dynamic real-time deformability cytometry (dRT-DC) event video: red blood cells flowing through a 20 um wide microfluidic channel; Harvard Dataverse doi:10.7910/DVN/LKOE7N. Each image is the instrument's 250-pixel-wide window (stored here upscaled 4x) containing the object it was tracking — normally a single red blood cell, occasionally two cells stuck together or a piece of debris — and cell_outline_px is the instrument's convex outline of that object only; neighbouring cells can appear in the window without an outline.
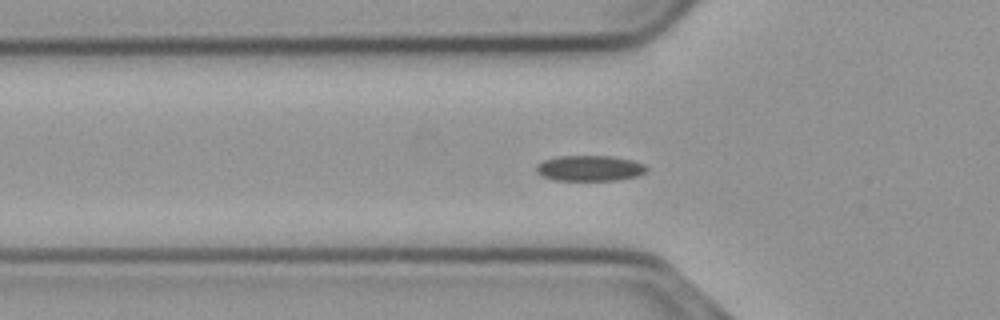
{"species": "common noctule bat (a hibernating species)", "species_latin": "Nyctalus noctula", "temperature_condition": "cold", "stored_images_in_passage": 38, "camera_frame_rate_fps": 3000, "um_per_image_px": 0.085, "animal": {"sex": "male", "body_mass_g": 23.1, "forearm_length_mm": 52.7}, "frame": {"image": 1, "passage_image": 9, "time_ms": 2.667, "image_size_px": [1000, 320], "cell_outline_px": [[648, 168], [644, 172], [636, 176], [616, 180], [556, 180], [540, 176], [536, 172], [536, 164], [544, 160], [560, 156], [612, 156], [632, 160], [644, 164]], "centroid_in_image_um": [50.09, 14.3], "position_along_channel_um": 75.7, "area_um2": 16.42}}
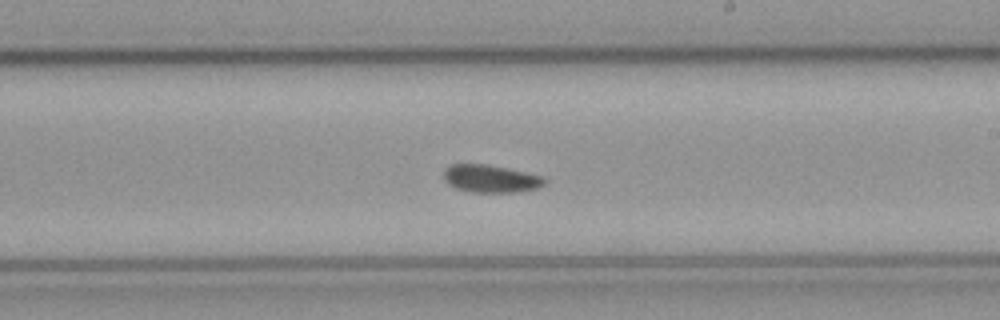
{"frame": {"image": 2, "passage_image": 23, "time_ms": 7.333, "image_size_px": [1000, 320], "cell_outline_px": [[548, 180], [540, 188], [516, 192], [468, 192], [456, 188], [448, 184], [444, 180], [444, 168], [452, 164], [484, 164], [508, 168], [544, 176]], "centroid_in_image_um": [41.73, 15.19], "position_along_channel_um": 247.3, "area_um2": 16.47}}
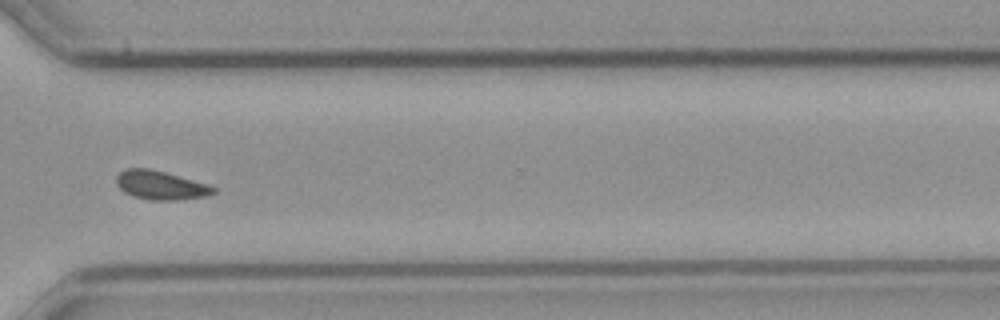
{"frame": {"image": 3, "passage_image": 32, "time_ms": 10.333, "image_size_px": [1000, 320], "cell_outline_px": [[216, 192], [208, 196], [176, 200], [152, 200], [132, 196], [124, 192], [116, 184], [116, 176], [120, 172], [128, 168], [148, 168], [164, 172], [208, 184], [216, 188]], "centroid_in_image_um": [13.65, 15.75], "position_along_channel_um": 356.9, "area_um2": 16.24}, "authors_computed_cell_mechanics": {"area_um2": 16.3863, "velocity_mm_per_s": 3.6543, "shape_relaxation_time_tau1_ms": null, "shape_relaxation_time_tau2_ms": 6.2872, "deformation_change_tau1": null, "deformation_change_tau2": 0.1001}}